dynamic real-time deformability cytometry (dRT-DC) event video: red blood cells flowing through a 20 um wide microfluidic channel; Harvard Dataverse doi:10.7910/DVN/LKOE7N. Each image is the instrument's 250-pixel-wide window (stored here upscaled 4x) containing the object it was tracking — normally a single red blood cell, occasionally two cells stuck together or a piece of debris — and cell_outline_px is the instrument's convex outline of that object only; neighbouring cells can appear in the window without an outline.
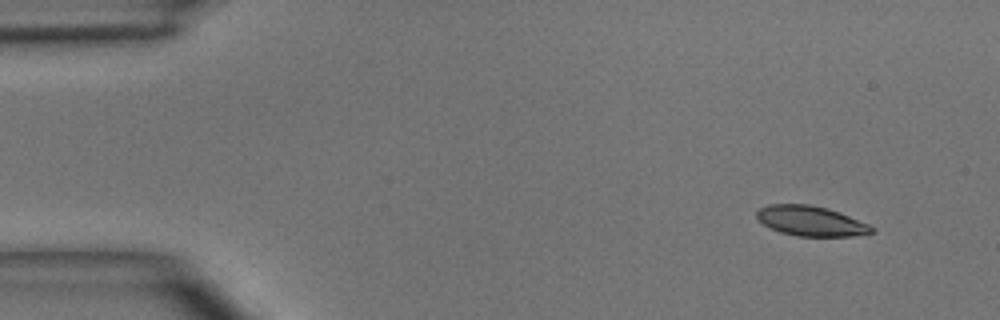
{"species": "common noctule bat (a hibernating species)", "species_latin": "Nyctalus noctula", "temperature_condition": "room temperature", "stored_images_in_passage": 4, "camera_frame_rate_fps": 3000, "um_per_image_px": 0.085, "animal": {"sex": "male", "body_mass_g": 15.6}, "frame": {"image": 1, "passage_image": 1, "time_ms": 0.0, "image_size_px": [1000, 320], "cell_outline_px": [[876, 232], [852, 236], [796, 236], [780, 232], [764, 224], [756, 216], [756, 212], [760, 208], [768, 204], [808, 204], [828, 208], [868, 224], [876, 228]], "centroid_in_image_um": [68.94, 18.78], "position_along_channel_um": 16.1, "area_um2": 20.0}}
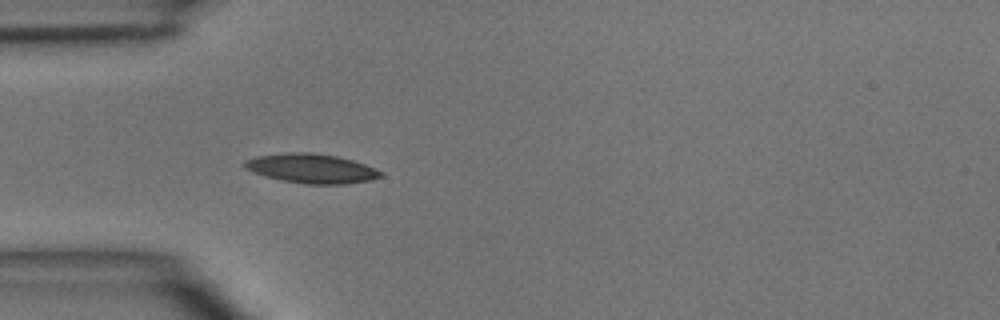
{"frame": {"image": 2, "passage_image": 4, "time_ms": 3.333, "image_size_px": [1000, 320], "cell_outline_px": [[384, 176], [372, 180], [344, 184], [304, 184], [264, 176], [244, 168], [240, 164], [244, 160], [256, 156], [288, 152], [308, 152], [336, 156], [352, 160], [364, 164], [384, 172]], "centroid_in_image_um": [26.46, 14.32], "position_along_channel_um": 58.5, "area_um2": 23.41}}